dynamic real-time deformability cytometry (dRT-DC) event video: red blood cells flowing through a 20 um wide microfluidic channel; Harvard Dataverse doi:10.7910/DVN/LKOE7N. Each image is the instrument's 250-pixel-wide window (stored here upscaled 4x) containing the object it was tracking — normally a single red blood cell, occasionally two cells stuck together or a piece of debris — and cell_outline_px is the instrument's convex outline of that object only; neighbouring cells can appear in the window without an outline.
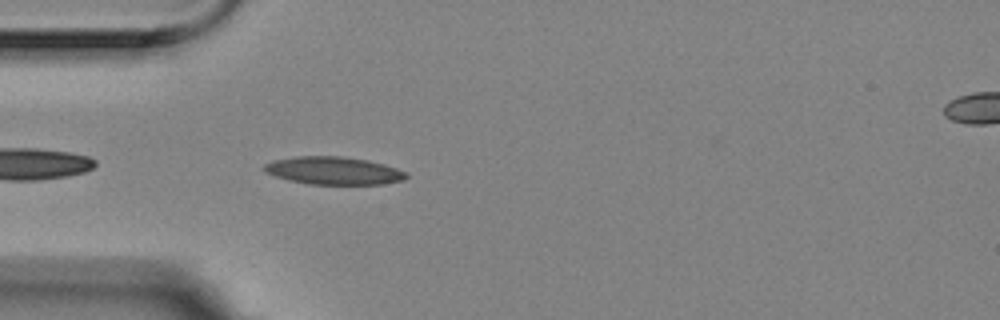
{"species": "Egyptian fruit bat (a non-hibernating species)", "species_latin": "Rousettus aegyptiacus", "temperature_condition": "room temperature", "stored_images_in_passage": 1, "camera_frame_rate_fps": 3000, "um_per_image_px": 0.085, "animal": {"sex": "female"}, "frame": {"image": 1, "passage_image": 1, "time_ms": 0.0, "image_size_px": [1000, 320], "cell_outline_px": [[408, 176], [404, 180], [384, 184], [308, 184], [288, 180], [264, 172], [264, 164], [272, 160], [296, 156], [340, 156], [368, 160], [384, 164], [408, 172]], "centroid_in_image_um": [28.36, 14.5], "position_along_channel_um": 56.6, "area_um2": 23.12}}